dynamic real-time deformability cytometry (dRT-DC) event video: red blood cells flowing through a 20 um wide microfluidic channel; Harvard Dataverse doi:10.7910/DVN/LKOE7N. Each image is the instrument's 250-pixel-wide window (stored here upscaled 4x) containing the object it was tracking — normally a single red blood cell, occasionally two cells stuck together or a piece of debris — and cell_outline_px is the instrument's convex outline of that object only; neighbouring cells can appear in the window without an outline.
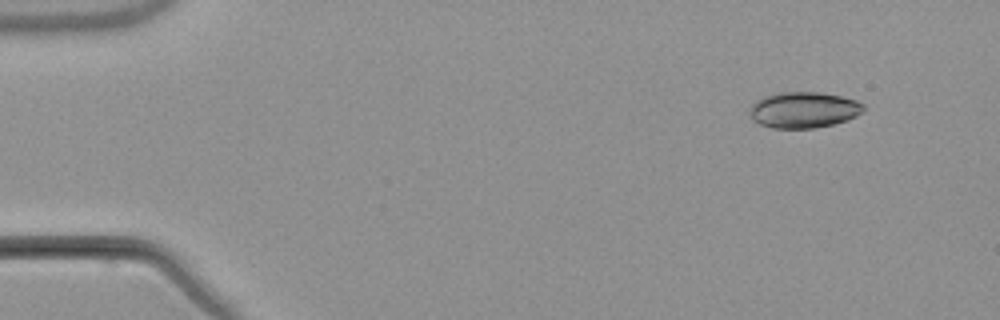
{"species": "common noctule bat (a hibernating species)", "species_latin": "Nyctalus noctula", "temperature_condition": "warm", "stored_images_in_passage": 4, "camera_frame_rate_fps": 3000, "um_per_image_px": 0.085, "animal": {"sex": "male", "body_mass_g": 21.5, "forearm_length_mm": 52.0}, "frame": {"image": 1, "passage_image": 1, "time_ms": 0.0, "image_size_px": [1000, 320], "cell_outline_px": [[864, 112], [848, 120], [816, 128], [772, 128], [760, 124], [752, 120], [752, 104], [756, 100], [764, 96], [780, 92], [820, 92], [840, 96], [856, 100], [864, 104]], "centroid_in_image_um": [68.35, 9.34], "position_along_channel_um": 16.7, "area_um2": 23.87}}
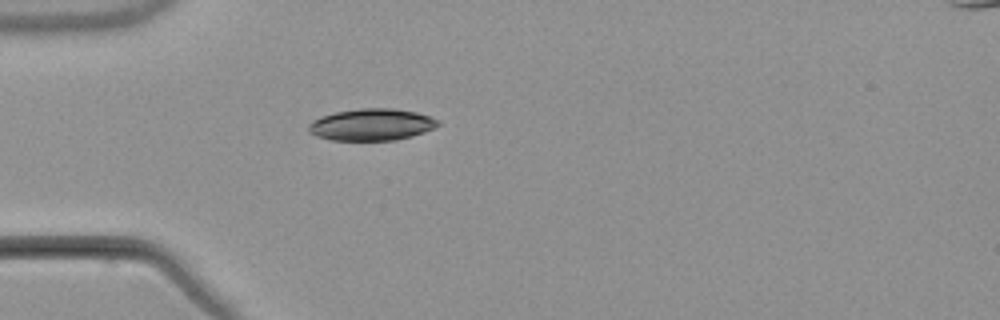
{"frame": {"image": 2, "passage_image": 4, "time_ms": 3.667, "image_size_px": [1000, 320], "cell_outline_px": [[440, 124], [424, 132], [412, 136], [396, 140], [332, 140], [316, 136], [308, 132], [308, 124], [312, 120], [320, 116], [336, 112], [360, 108], [392, 108], [416, 112], [440, 120]], "centroid_in_image_um": [31.56, 10.59], "position_along_channel_um": 53.4, "area_um2": 24.04}}